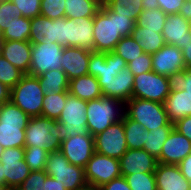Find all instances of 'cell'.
<instances>
[{
    "label": "cell",
    "instance_id": "cell-1",
    "mask_svg": "<svg viewBox=\"0 0 191 190\" xmlns=\"http://www.w3.org/2000/svg\"><path fill=\"white\" fill-rule=\"evenodd\" d=\"M94 17L51 20L42 15L31 19L29 41L32 44L54 43L63 47H77L93 51Z\"/></svg>",
    "mask_w": 191,
    "mask_h": 190
},
{
    "label": "cell",
    "instance_id": "cell-2",
    "mask_svg": "<svg viewBox=\"0 0 191 190\" xmlns=\"http://www.w3.org/2000/svg\"><path fill=\"white\" fill-rule=\"evenodd\" d=\"M136 25L130 12L125 6L108 4L100 7L94 16L93 26V51L109 53L113 52L122 37L131 36Z\"/></svg>",
    "mask_w": 191,
    "mask_h": 190
},
{
    "label": "cell",
    "instance_id": "cell-3",
    "mask_svg": "<svg viewBox=\"0 0 191 190\" xmlns=\"http://www.w3.org/2000/svg\"><path fill=\"white\" fill-rule=\"evenodd\" d=\"M125 103L109 96L87 101V128L92 136L103 132L111 124L123 119Z\"/></svg>",
    "mask_w": 191,
    "mask_h": 190
},
{
    "label": "cell",
    "instance_id": "cell-4",
    "mask_svg": "<svg viewBox=\"0 0 191 190\" xmlns=\"http://www.w3.org/2000/svg\"><path fill=\"white\" fill-rule=\"evenodd\" d=\"M30 117L11 101L0 106V144L3 149L25 147V128Z\"/></svg>",
    "mask_w": 191,
    "mask_h": 190
},
{
    "label": "cell",
    "instance_id": "cell-5",
    "mask_svg": "<svg viewBox=\"0 0 191 190\" xmlns=\"http://www.w3.org/2000/svg\"><path fill=\"white\" fill-rule=\"evenodd\" d=\"M125 114L148 131L159 127H174L169 121L164 104L159 102L131 98L125 103Z\"/></svg>",
    "mask_w": 191,
    "mask_h": 190
},
{
    "label": "cell",
    "instance_id": "cell-6",
    "mask_svg": "<svg viewBox=\"0 0 191 190\" xmlns=\"http://www.w3.org/2000/svg\"><path fill=\"white\" fill-rule=\"evenodd\" d=\"M61 134L57 122L42 116L30 117L25 128V146L46 148L48 152L60 151Z\"/></svg>",
    "mask_w": 191,
    "mask_h": 190
},
{
    "label": "cell",
    "instance_id": "cell-7",
    "mask_svg": "<svg viewBox=\"0 0 191 190\" xmlns=\"http://www.w3.org/2000/svg\"><path fill=\"white\" fill-rule=\"evenodd\" d=\"M44 93L38 77L25 74L11 89L10 101L29 117L42 114Z\"/></svg>",
    "mask_w": 191,
    "mask_h": 190
},
{
    "label": "cell",
    "instance_id": "cell-8",
    "mask_svg": "<svg viewBox=\"0 0 191 190\" xmlns=\"http://www.w3.org/2000/svg\"><path fill=\"white\" fill-rule=\"evenodd\" d=\"M44 171L66 190H76L87 184L84 168L70 164L61 151L49 152Z\"/></svg>",
    "mask_w": 191,
    "mask_h": 190
},
{
    "label": "cell",
    "instance_id": "cell-9",
    "mask_svg": "<svg viewBox=\"0 0 191 190\" xmlns=\"http://www.w3.org/2000/svg\"><path fill=\"white\" fill-rule=\"evenodd\" d=\"M86 107L87 101L81 100L67 92L66 103L56 121L61 137L89 134Z\"/></svg>",
    "mask_w": 191,
    "mask_h": 190
},
{
    "label": "cell",
    "instance_id": "cell-10",
    "mask_svg": "<svg viewBox=\"0 0 191 190\" xmlns=\"http://www.w3.org/2000/svg\"><path fill=\"white\" fill-rule=\"evenodd\" d=\"M170 93L167 76L153 71L134 76L132 98L155 101L164 104Z\"/></svg>",
    "mask_w": 191,
    "mask_h": 190
},
{
    "label": "cell",
    "instance_id": "cell-11",
    "mask_svg": "<svg viewBox=\"0 0 191 190\" xmlns=\"http://www.w3.org/2000/svg\"><path fill=\"white\" fill-rule=\"evenodd\" d=\"M63 46L54 43H45L42 41L38 44H32L31 63L29 74L38 77L50 70L62 69L61 58L63 55Z\"/></svg>",
    "mask_w": 191,
    "mask_h": 190
},
{
    "label": "cell",
    "instance_id": "cell-12",
    "mask_svg": "<svg viewBox=\"0 0 191 190\" xmlns=\"http://www.w3.org/2000/svg\"><path fill=\"white\" fill-rule=\"evenodd\" d=\"M25 147L3 149L0 156L2 176H5V186L16 190L31 172L24 160Z\"/></svg>",
    "mask_w": 191,
    "mask_h": 190
},
{
    "label": "cell",
    "instance_id": "cell-13",
    "mask_svg": "<svg viewBox=\"0 0 191 190\" xmlns=\"http://www.w3.org/2000/svg\"><path fill=\"white\" fill-rule=\"evenodd\" d=\"M84 172L87 184L100 188L104 184L121 176L120 161L119 159L95 152L88 160Z\"/></svg>",
    "mask_w": 191,
    "mask_h": 190
},
{
    "label": "cell",
    "instance_id": "cell-14",
    "mask_svg": "<svg viewBox=\"0 0 191 190\" xmlns=\"http://www.w3.org/2000/svg\"><path fill=\"white\" fill-rule=\"evenodd\" d=\"M95 152L120 159L128 150L123 120L111 124L94 136Z\"/></svg>",
    "mask_w": 191,
    "mask_h": 190
},
{
    "label": "cell",
    "instance_id": "cell-15",
    "mask_svg": "<svg viewBox=\"0 0 191 190\" xmlns=\"http://www.w3.org/2000/svg\"><path fill=\"white\" fill-rule=\"evenodd\" d=\"M60 151L70 164L85 168L88 160L95 153L94 136L89 133L87 135L62 137Z\"/></svg>",
    "mask_w": 191,
    "mask_h": 190
},
{
    "label": "cell",
    "instance_id": "cell-16",
    "mask_svg": "<svg viewBox=\"0 0 191 190\" xmlns=\"http://www.w3.org/2000/svg\"><path fill=\"white\" fill-rule=\"evenodd\" d=\"M127 67V62L114 52H90L88 74L98 80H110Z\"/></svg>",
    "mask_w": 191,
    "mask_h": 190
},
{
    "label": "cell",
    "instance_id": "cell-17",
    "mask_svg": "<svg viewBox=\"0 0 191 190\" xmlns=\"http://www.w3.org/2000/svg\"><path fill=\"white\" fill-rule=\"evenodd\" d=\"M152 56V71L164 76L178 73L186 69L182 50L177 46L165 44Z\"/></svg>",
    "mask_w": 191,
    "mask_h": 190
},
{
    "label": "cell",
    "instance_id": "cell-18",
    "mask_svg": "<svg viewBox=\"0 0 191 190\" xmlns=\"http://www.w3.org/2000/svg\"><path fill=\"white\" fill-rule=\"evenodd\" d=\"M190 153L191 141L173 128L163 144L157 161L162 164L178 165Z\"/></svg>",
    "mask_w": 191,
    "mask_h": 190
},
{
    "label": "cell",
    "instance_id": "cell-19",
    "mask_svg": "<svg viewBox=\"0 0 191 190\" xmlns=\"http://www.w3.org/2000/svg\"><path fill=\"white\" fill-rule=\"evenodd\" d=\"M119 161L124 177L134 173H154L158 164L157 159L143 149H128Z\"/></svg>",
    "mask_w": 191,
    "mask_h": 190
},
{
    "label": "cell",
    "instance_id": "cell-20",
    "mask_svg": "<svg viewBox=\"0 0 191 190\" xmlns=\"http://www.w3.org/2000/svg\"><path fill=\"white\" fill-rule=\"evenodd\" d=\"M103 96H109L126 103L132 98L134 74L126 67L110 80H98Z\"/></svg>",
    "mask_w": 191,
    "mask_h": 190
},
{
    "label": "cell",
    "instance_id": "cell-21",
    "mask_svg": "<svg viewBox=\"0 0 191 190\" xmlns=\"http://www.w3.org/2000/svg\"><path fill=\"white\" fill-rule=\"evenodd\" d=\"M90 50L77 47H64L61 58L62 70L68 80L88 75Z\"/></svg>",
    "mask_w": 191,
    "mask_h": 190
},
{
    "label": "cell",
    "instance_id": "cell-22",
    "mask_svg": "<svg viewBox=\"0 0 191 190\" xmlns=\"http://www.w3.org/2000/svg\"><path fill=\"white\" fill-rule=\"evenodd\" d=\"M154 175L157 190H191V183L182 175L178 165L158 162Z\"/></svg>",
    "mask_w": 191,
    "mask_h": 190
},
{
    "label": "cell",
    "instance_id": "cell-23",
    "mask_svg": "<svg viewBox=\"0 0 191 190\" xmlns=\"http://www.w3.org/2000/svg\"><path fill=\"white\" fill-rule=\"evenodd\" d=\"M165 44L177 46L180 50L191 40L189 21L179 13L168 15L162 31Z\"/></svg>",
    "mask_w": 191,
    "mask_h": 190
},
{
    "label": "cell",
    "instance_id": "cell-24",
    "mask_svg": "<svg viewBox=\"0 0 191 190\" xmlns=\"http://www.w3.org/2000/svg\"><path fill=\"white\" fill-rule=\"evenodd\" d=\"M32 43L4 41L1 55L24 74H29Z\"/></svg>",
    "mask_w": 191,
    "mask_h": 190
},
{
    "label": "cell",
    "instance_id": "cell-25",
    "mask_svg": "<svg viewBox=\"0 0 191 190\" xmlns=\"http://www.w3.org/2000/svg\"><path fill=\"white\" fill-rule=\"evenodd\" d=\"M164 106L170 123L174 124L191 115V95L185 93V90L170 91Z\"/></svg>",
    "mask_w": 191,
    "mask_h": 190
},
{
    "label": "cell",
    "instance_id": "cell-26",
    "mask_svg": "<svg viewBox=\"0 0 191 190\" xmlns=\"http://www.w3.org/2000/svg\"><path fill=\"white\" fill-rule=\"evenodd\" d=\"M68 92L84 101H91L102 96L98 79L89 74L69 80Z\"/></svg>",
    "mask_w": 191,
    "mask_h": 190
},
{
    "label": "cell",
    "instance_id": "cell-27",
    "mask_svg": "<svg viewBox=\"0 0 191 190\" xmlns=\"http://www.w3.org/2000/svg\"><path fill=\"white\" fill-rule=\"evenodd\" d=\"M38 79L44 94L68 92L69 80L62 69L45 72Z\"/></svg>",
    "mask_w": 191,
    "mask_h": 190
},
{
    "label": "cell",
    "instance_id": "cell-28",
    "mask_svg": "<svg viewBox=\"0 0 191 190\" xmlns=\"http://www.w3.org/2000/svg\"><path fill=\"white\" fill-rule=\"evenodd\" d=\"M131 37L137 40L139 45L143 48V51L150 55L154 54L165 45L162 33L146 30V28L137 25H135L132 30Z\"/></svg>",
    "mask_w": 191,
    "mask_h": 190
},
{
    "label": "cell",
    "instance_id": "cell-29",
    "mask_svg": "<svg viewBox=\"0 0 191 190\" xmlns=\"http://www.w3.org/2000/svg\"><path fill=\"white\" fill-rule=\"evenodd\" d=\"M100 7L98 0H65V18L94 17Z\"/></svg>",
    "mask_w": 191,
    "mask_h": 190
},
{
    "label": "cell",
    "instance_id": "cell-30",
    "mask_svg": "<svg viewBox=\"0 0 191 190\" xmlns=\"http://www.w3.org/2000/svg\"><path fill=\"white\" fill-rule=\"evenodd\" d=\"M31 19L15 17L1 35L4 41H29Z\"/></svg>",
    "mask_w": 191,
    "mask_h": 190
},
{
    "label": "cell",
    "instance_id": "cell-31",
    "mask_svg": "<svg viewBox=\"0 0 191 190\" xmlns=\"http://www.w3.org/2000/svg\"><path fill=\"white\" fill-rule=\"evenodd\" d=\"M122 120L128 149H142L146 139V129L126 114H124Z\"/></svg>",
    "mask_w": 191,
    "mask_h": 190
},
{
    "label": "cell",
    "instance_id": "cell-32",
    "mask_svg": "<svg viewBox=\"0 0 191 190\" xmlns=\"http://www.w3.org/2000/svg\"><path fill=\"white\" fill-rule=\"evenodd\" d=\"M173 128L159 127L150 131L145 130L146 139L142 149L157 159L160 156L164 142Z\"/></svg>",
    "mask_w": 191,
    "mask_h": 190
},
{
    "label": "cell",
    "instance_id": "cell-33",
    "mask_svg": "<svg viewBox=\"0 0 191 190\" xmlns=\"http://www.w3.org/2000/svg\"><path fill=\"white\" fill-rule=\"evenodd\" d=\"M167 16L160 8L143 10L136 21V25L146 28V30L162 33Z\"/></svg>",
    "mask_w": 191,
    "mask_h": 190
},
{
    "label": "cell",
    "instance_id": "cell-34",
    "mask_svg": "<svg viewBox=\"0 0 191 190\" xmlns=\"http://www.w3.org/2000/svg\"><path fill=\"white\" fill-rule=\"evenodd\" d=\"M67 93L44 94L42 117L58 120L66 103Z\"/></svg>",
    "mask_w": 191,
    "mask_h": 190
},
{
    "label": "cell",
    "instance_id": "cell-35",
    "mask_svg": "<svg viewBox=\"0 0 191 190\" xmlns=\"http://www.w3.org/2000/svg\"><path fill=\"white\" fill-rule=\"evenodd\" d=\"M113 52L121 56L128 64L130 61L142 55L144 51L137 40L131 36H125L117 43Z\"/></svg>",
    "mask_w": 191,
    "mask_h": 190
},
{
    "label": "cell",
    "instance_id": "cell-36",
    "mask_svg": "<svg viewBox=\"0 0 191 190\" xmlns=\"http://www.w3.org/2000/svg\"><path fill=\"white\" fill-rule=\"evenodd\" d=\"M49 152L46 148L38 146H25L24 160L30 171H43L47 162Z\"/></svg>",
    "mask_w": 191,
    "mask_h": 190
},
{
    "label": "cell",
    "instance_id": "cell-37",
    "mask_svg": "<svg viewBox=\"0 0 191 190\" xmlns=\"http://www.w3.org/2000/svg\"><path fill=\"white\" fill-rule=\"evenodd\" d=\"M25 74L0 56V82L12 89Z\"/></svg>",
    "mask_w": 191,
    "mask_h": 190
},
{
    "label": "cell",
    "instance_id": "cell-38",
    "mask_svg": "<svg viewBox=\"0 0 191 190\" xmlns=\"http://www.w3.org/2000/svg\"><path fill=\"white\" fill-rule=\"evenodd\" d=\"M124 178L131 190H157L154 173H134Z\"/></svg>",
    "mask_w": 191,
    "mask_h": 190
},
{
    "label": "cell",
    "instance_id": "cell-39",
    "mask_svg": "<svg viewBox=\"0 0 191 190\" xmlns=\"http://www.w3.org/2000/svg\"><path fill=\"white\" fill-rule=\"evenodd\" d=\"M170 91L185 90V93L191 95V70L185 69L178 73L167 76Z\"/></svg>",
    "mask_w": 191,
    "mask_h": 190
},
{
    "label": "cell",
    "instance_id": "cell-40",
    "mask_svg": "<svg viewBox=\"0 0 191 190\" xmlns=\"http://www.w3.org/2000/svg\"><path fill=\"white\" fill-rule=\"evenodd\" d=\"M15 17H23L21 10L11 0H0V32L2 33Z\"/></svg>",
    "mask_w": 191,
    "mask_h": 190
},
{
    "label": "cell",
    "instance_id": "cell-41",
    "mask_svg": "<svg viewBox=\"0 0 191 190\" xmlns=\"http://www.w3.org/2000/svg\"><path fill=\"white\" fill-rule=\"evenodd\" d=\"M40 15L51 20L65 17V0H41Z\"/></svg>",
    "mask_w": 191,
    "mask_h": 190
},
{
    "label": "cell",
    "instance_id": "cell-42",
    "mask_svg": "<svg viewBox=\"0 0 191 190\" xmlns=\"http://www.w3.org/2000/svg\"><path fill=\"white\" fill-rule=\"evenodd\" d=\"M47 173L43 171H31L29 176L18 186L16 190H46Z\"/></svg>",
    "mask_w": 191,
    "mask_h": 190
},
{
    "label": "cell",
    "instance_id": "cell-43",
    "mask_svg": "<svg viewBox=\"0 0 191 190\" xmlns=\"http://www.w3.org/2000/svg\"><path fill=\"white\" fill-rule=\"evenodd\" d=\"M127 67L135 75L152 71V56L143 52L138 58L130 61Z\"/></svg>",
    "mask_w": 191,
    "mask_h": 190
},
{
    "label": "cell",
    "instance_id": "cell-44",
    "mask_svg": "<svg viewBox=\"0 0 191 190\" xmlns=\"http://www.w3.org/2000/svg\"><path fill=\"white\" fill-rule=\"evenodd\" d=\"M19 10H21L23 17L34 18L40 15L41 0H11Z\"/></svg>",
    "mask_w": 191,
    "mask_h": 190
},
{
    "label": "cell",
    "instance_id": "cell-45",
    "mask_svg": "<svg viewBox=\"0 0 191 190\" xmlns=\"http://www.w3.org/2000/svg\"><path fill=\"white\" fill-rule=\"evenodd\" d=\"M142 0H114L109 4H119L125 6V10L131 13L132 20L137 21L140 13L143 11Z\"/></svg>",
    "mask_w": 191,
    "mask_h": 190
},
{
    "label": "cell",
    "instance_id": "cell-46",
    "mask_svg": "<svg viewBox=\"0 0 191 190\" xmlns=\"http://www.w3.org/2000/svg\"><path fill=\"white\" fill-rule=\"evenodd\" d=\"M159 8L167 15L179 13L186 0H157Z\"/></svg>",
    "mask_w": 191,
    "mask_h": 190
},
{
    "label": "cell",
    "instance_id": "cell-47",
    "mask_svg": "<svg viewBox=\"0 0 191 190\" xmlns=\"http://www.w3.org/2000/svg\"><path fill=\"white\" fill-rule=\"evenodd\" d=\"M100 190H131L124 176L117 177L100 187Z\"/></svg>",
    "mask_w": 191,
    "mask_h": 190
},
{
    "label": "cell",
    "instance_id": "cell-48",
    "mask_svg": "<svg viewBox=\"0 0 191 190\" xmlns=\"http://www.w3.org/2000/svg\"><path fill=\"white\" fill-rule=\"evenodd\" d=\"M174 128L191 141V115L174 123Z\"/></svg>",
    "mask_w": 191,
    "mask_h": 190
},
{
    "label": "cell",
    "instance_id": "cell-49",
    "mask_svg": "<svg viewBox=\"0 0 191 190\" xmlns=\"http://www.w3.org/2000/svg\"><path fill=\"white\" fill-rule=\"evenodd\" d=\"M178 166L182 172V175L191 183V153L183 159Z\"/></svg>",
    "mask_w": 191,
    "mask_h": 190
},
{
    "label": "cell",
    "instance_id": "cell-50",
    "mask_svg": "<svg viewBox=\"0 0 191 190\" xmlns=\"http://www.w3.org/2000/svg\"><path fill=\"white\" fill-rule=\"evenodd\" d=\"M182 55L184 58L186 69L191 70V40H188L184 44V48L182 49Z\"/></svg>",
    "mask_w": 191,
    "mask_h": 190
},
{
    "label": "cell",
    "instance_id": "cell-51",
    "mask_svg": "<svg viewBox=\"0 0 191 190\" xmlns=\"http://www.w3.org/2000/svg\"><path fill=\"white\" fill-rule=\"evenodd\" d=\"M11 89L0 82V106L10 101Z\"/></svg>",
    "mask_w": 191,
    "mask_h": 190
},
{
    "label": "cell",
    "instance_id": "cell-52",
    "mask_svg": "<svg viewBox=\"0 0 191 190\" xmlns=\"http://www.w3.org/2000/svg\"><path fill=\"white\" fill-rule=\"evenodd\" d=\"M179 14L186 18L188 21L191 19V0H186L183 3Z\"/></svg>",
    "mask_w": 191,
    "mask_h": 190
},
{
    "label": "cell",
    "instance_id": "cell-53",
    "mask_svg": "<svg viewBox=\"0 0 191 190\" xmlns=\"http://www.w3.org/2000/svg\"><path fill=\"white\" fill-rule=\"evenodd\" d=\"M46 190H66L64 187H61L57 180L48 176L46 178Z\"/></svg>",
    "mask_w": 191,
    "mask_h": 190
},
{
    "label": "cell",
    "instance_id": "cell-54",
    "mask_svg": "<svg viewBox=\"0 0 191 190\" xmlns=\"http://www.w3.org/2000/svg\"><path fill=\"white\" fill-rule=\"evenodd\" d=\"M143 10L156 9L159 8V3L157 0H142Z\"/></svg>",
    "mask_w": 191,
    "mask_h": 190
},
{
    "label": "cell",
    "instance_id": "cell-55",
    "mask_svg": "<svg viewBox=\"0 0 191 190\" xmlns=\"http://www.w3.org/2000/svg\"><path fill=\"white\" fill-rule=\"evenodd\" d=\"M76 190H100V188H97V187H95V186H93L91 184H86L83 187L78 188Z\"/></svg>",
    "mask_w": 191,
    "mask_h": 190
},
{
    "label": "cell",
    "instance_id": "cell-56",
    "mask_svg": "<svg viewBox=\"0 0 191 190\" xmlns=\"http://www.w3.org/2000/svg\"><path fill=\"white\" fill-rule=\"evenodd\" d=\"M114 0H98L101 7L107 6L109 3H111Z\"/></svg>",
    "mask_w": 191,
    "mask_h": 190
},
{
    "label": "cell",
    "instance_id": "cell-57",
    "mask_svg": "<svg viewBox=\"0 0 191 190\" xmlns=\"http://www.w3.org/2000/svg\"><path fill=\"white\" fill-rule=\"evenodd\" d=\"M0 184L5 185V176H2V164L0 163Z\"/></svg>",
    "mask_w": 191,
    "mask_h": 190
},
{
    "label": "cell",
    "instance_id": "cell-58",
    "mask_svg": "<svg viewBox=\"0 0 191 190\" xmlns=\"http://www.w3.org/2000/svg\"><path fill=\"white\" fill-rule=\"evenodd\" d=\"M3 43H4V39H3L2 35L0 34V56L2 53V49H3Z\"/></svg>",
    "mask_w": 191,
    "mask_h": 190
},
{
    "label": "cell",
    "instance_id": "cell-59",
    "mask_svg": "<svg viewBox=\"0 0 191 190\" xmlns=\"http://www.w3.org/2000/svg\"><path fill=\"white\" fill-rule=\"evenodd\" d=\"M0 190H12V189L5 185L0 184Z\"/></svg>",
    "mask_w": 191,
    "mask_h": 190
},
{
    "label": "cell",
    "instance_id": "cell-60",
    "mask_svg": "<svg viewBox=\"0 0 191 190\" xmlns=\"http://www.w3.org/2000/svg\"><path fill=\"white\" fill-rule=\"evenodd\" d=\"M2 152H3V148H2V145L0 144V156H1Z\"/></svg>",
    "mask_w": 191,
    "mask_h": 190
},
{
    "label": "cell",
    "instance_id": "cell-61",
    "mask_svg": "<svg viewBox=\"0 0 191 190\" xmlns=\"http://www.w3.org/2000/svg\"><path fill=\"white\" fill-rule=\"evenodd\" d=\"M189 27H190V31H191V19L189 20Z\"/></svg>",
    "mask_w": 191,
    "mask_h": 190
}]
</instances>
